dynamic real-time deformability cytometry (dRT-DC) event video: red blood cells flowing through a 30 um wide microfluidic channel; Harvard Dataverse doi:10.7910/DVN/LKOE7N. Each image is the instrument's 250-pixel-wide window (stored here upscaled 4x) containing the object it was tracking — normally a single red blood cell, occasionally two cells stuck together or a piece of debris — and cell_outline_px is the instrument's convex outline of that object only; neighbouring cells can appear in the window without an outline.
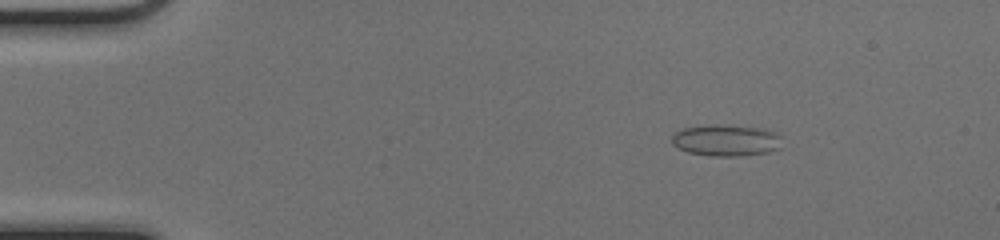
{"species": "common noctule bat (a hibernating species)", "species_latin": "Nyctalus noctula", "temperature_condition": "cold", "stored_images_in_passage": 51, "camera_frame_rate_fps": 3000, "um_per_image_px": 0.085, "animal": {"sex": "female", "body_mass_g": 17.0, "forearm_length_mm": 48.0}, "frame": {"image": 1, "passage_image": 8, "time_ms": 2.333, "image_size_px": [1000, 240], "cell_outline_px": [[780, 148], [768, 152], [736, 156], [712, 156], [688, 152], [672, 144], [672, 136], [680, 128], [716, 124], [720, 124], [764, 128], [780, 132]], "centroid_in_image_um": [61.74, 11.91], "position_along_channel_um": 23.3, "area_um2": 20.4}}
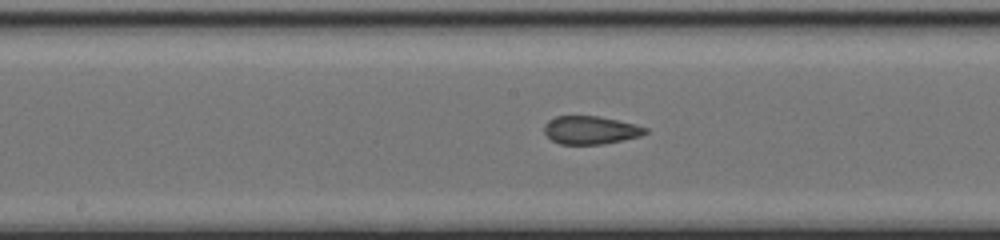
{"frame": {"image": 2, "passage_image": 27, "time_ms": 8.667, "image_size_px": [1000, 240], "cell_outline_px": [[648, 132], [640, 136], [624, 140], [600, 144], [560, 144], [552, 140], [544, 132], [544, 124], [548, 120], [556, 116], [600, 116], [636, 124], [648, 128]], "centroid_in_image_um": [50.21, 11.05], "position_along_channel_um": 198.0, "area_um2": 16.65}}
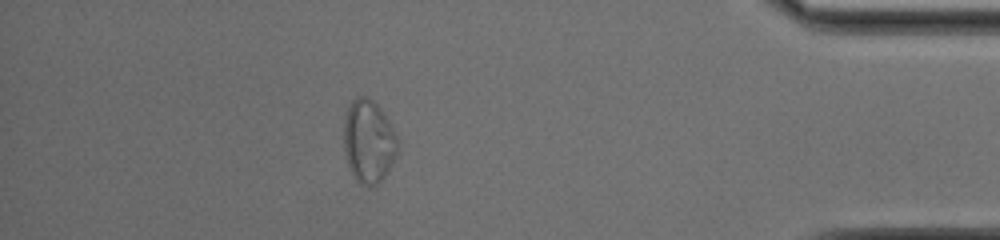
{"frame": {"image": 3, "passage_image": 45, "time_ms": 14.667, "image_size_px": [1000, 240], "cell_outline_px": [[400, 148], [388, 172], [376, 184], [360, 184], [352, 176], [348, 168], [344, 156], [344, 112], [348, 104], [356, 96], [368, 96], [384, 112], [400, 144]], "centroid_in_image_um": [31.31, 11.99], "position_along_channel_um": 403.9, "area_um2": 26.59}, "authors_computed_cell_mechanics": {"area_um2": 18.1492, "velocity_mm_per_s": 4.141, "shape_relaxation_time_tau1_ms": null, "shape_relaxation_time_tau2_ms": 0.9661, "deformation_change_tau1": null, "deformation_change_tau2": 0.053}}